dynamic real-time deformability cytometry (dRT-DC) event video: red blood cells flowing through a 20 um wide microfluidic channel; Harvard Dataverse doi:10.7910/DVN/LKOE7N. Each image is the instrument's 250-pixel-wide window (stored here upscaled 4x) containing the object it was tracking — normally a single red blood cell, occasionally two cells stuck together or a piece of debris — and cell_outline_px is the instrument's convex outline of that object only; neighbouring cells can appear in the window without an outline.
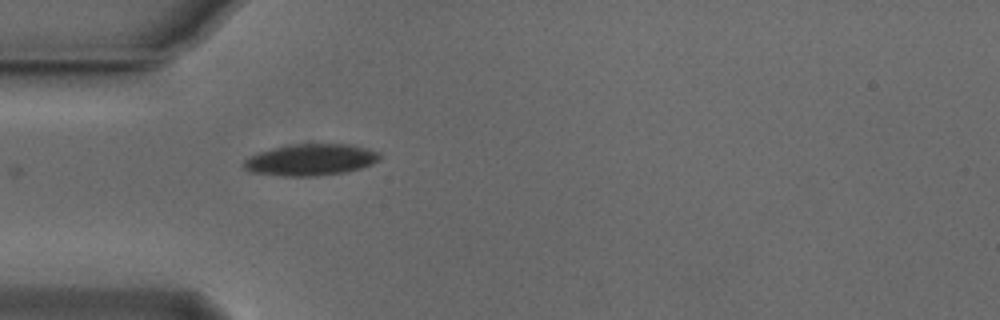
{"species": "Egyptian fruit bat (a non-hibernating species)", "species_latin": "Rousettus aegyptiacus", "temperature_condition": "cold", "stored_images_in_passage": 23, "camera_frame_rate_fps": 3000, "um_per_image_px": 0.085, "animal": {"sex": "male"}, "frame": {"image": 1, "passage_image": 1, "time_ms": 0.0, "image_size_px": [1000, 320], "cell_outline_px": [[384, 156], [380, 160], [372, 164], [360, 168], [344, 172], [316, 176], [284, 176], [248, 172], [244, 168], [244, 160], [260, 152], [272, 148], [292, 144], [348, 144], [380, 152]], "centroid_in_image_um": [26.44, 13.58], "position_along_channel_um": 58.6, "area_um2": 24.97}}
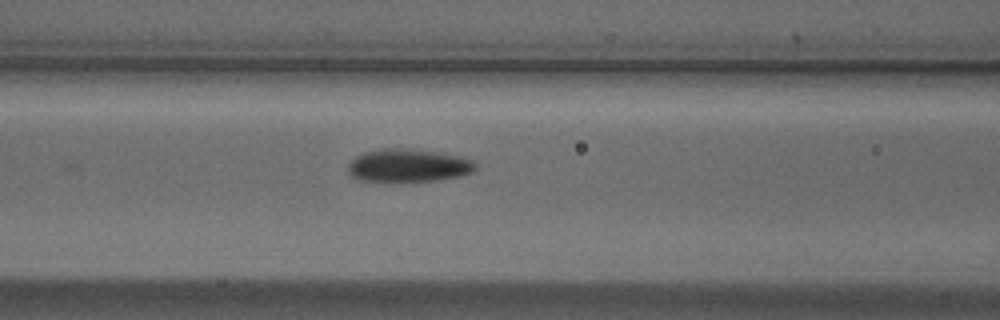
{"frame": {"image": 2, "passage_image": 7, "time_ms": 2.0, "image_size_px": [1000, 320], "cell_outline_px": [[476, 168], [472, 172], [460, 176], [436, 180], [360, 180], [352, 176], [348, 172], [348, 164], [356, 156], [364, 152], [384, 148], [412, 148], [436, 152], [456, 156], [472, 160], [476, 164]], "centroid_in_image_um": [34.69, 14.04], "position_along_channel_um": 131.9, "area_um2": 24.04}}
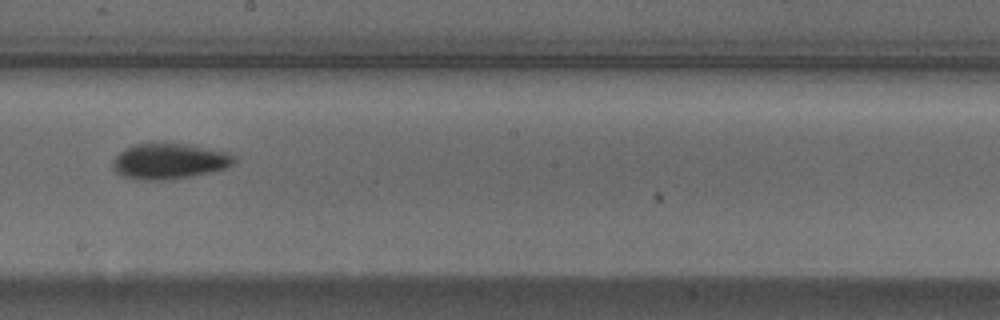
{"frame": {"image": 3, "passage_image": 15, "time_ms": 4.667, "image_size_px": [1000, 320], "cell_outline_px": [[236, 160], [232, 164], [224, 168], [212, 172], [172, 180], [132, 180], [116, 172], [112, 168], [112, 160], [124, 148], [136, 144], [192, 144], [228, 152]], "centroid_in_image_um": [14.36, 13.72], "position_along_channel_um": 233.8, "area_um2": 25.37}}